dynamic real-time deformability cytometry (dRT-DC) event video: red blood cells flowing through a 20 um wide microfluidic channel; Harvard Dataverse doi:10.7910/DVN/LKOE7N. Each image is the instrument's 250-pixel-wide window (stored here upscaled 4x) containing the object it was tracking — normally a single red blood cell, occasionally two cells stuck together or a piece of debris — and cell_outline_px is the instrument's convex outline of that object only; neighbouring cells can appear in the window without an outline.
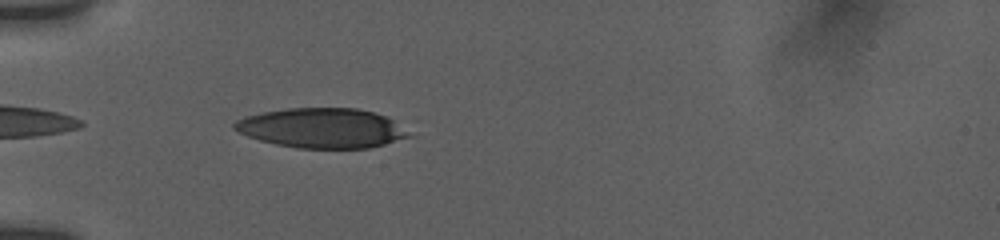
{"species": "human", "species_latin": "Homo sapiens", "temperature_condition": "room temperature", "stored_images_in_passage": 7, "camera_frame_rate_fps": 3000, "um_per_image_px": 0.085, "donor": {"sex": "female"}, "frame": {"image": 1, "passage_image": 2, "time_ms": 1.0, "image_size_px": [1000, 240], "cell_outline_px": [[412, 136], [384, 144], [368, 148], [300, 148], [276, 144], [260, 140], [248, 136], [232, 128], [232, 124], [236, 120], [244, 116], [264, 112], [288, 108], [356, 108], [388, 116], [408, 132]], "centroid_in_image_um": [27.34, 10.88], "position_along_channel_um": 57.7, "area_um2": 40.23}}
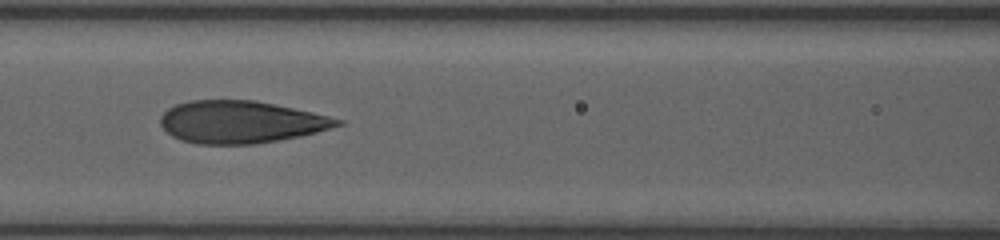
{"frame": {"image": 2, "passage_image": 5, "time_ms": 3.667, "image_size_px": [1000, 240], "cell_outline_px": [[344, 124], [316, 132], [300, 136], [256, 144], [196, 144], [180, 140], [172, 136], [160, 124], [160, 116], [168, 108], [176, 104], [188, 100], [256, 100], [312, 112], [344, 120]], "centroid_in_image_um": [20.44, 10.37], "position_along_channel_um": 146.2, "area_um2": 43.7}}
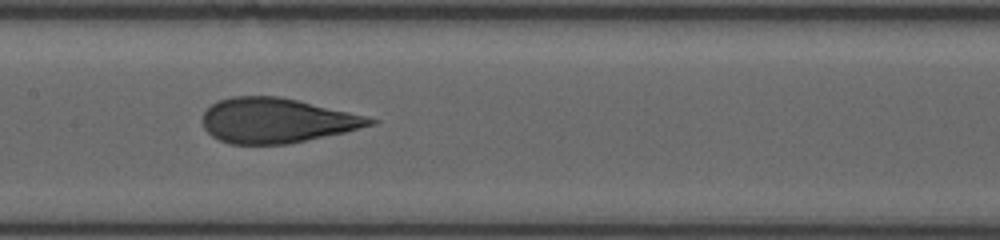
{"frame": {"image": 3, "passage_image": 6, "time_ms": 4.667, "image_size_px": [1000, 240], "cell_outline_px": [[380, 120], [376, 124], [344, 132], [288, 144], [228, 144], [212, 136], [204, 128], [200, 120], [204, 112], [216, 100], [232, 96], [280, 96], [348, 112]], "centroid_in_image_um": [23.46, 10.24], "position_along_channel_um": 183.9, "area_um2": 43.7}}